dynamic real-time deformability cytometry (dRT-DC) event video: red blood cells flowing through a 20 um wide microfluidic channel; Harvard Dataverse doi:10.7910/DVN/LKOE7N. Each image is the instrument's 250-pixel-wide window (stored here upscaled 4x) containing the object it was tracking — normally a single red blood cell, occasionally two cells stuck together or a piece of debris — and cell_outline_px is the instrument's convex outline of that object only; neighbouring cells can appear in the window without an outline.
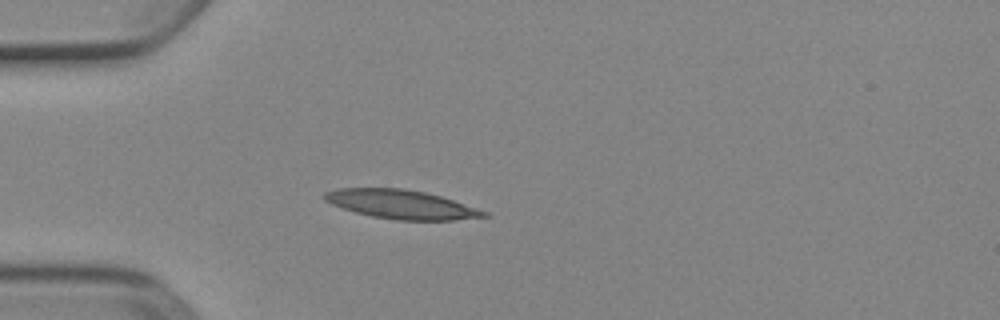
{"species": "Egyptian fruit bat (a non-hibernating species)", "species_latin": "Rousettus aegyptiacus", "temperature_condition": "cold", "stored_images_in_passage": 4, "camera_frame_rate_fps": 3000, "um_per_image_px": 0.085, "animal": {"sex": "female"}, "frame": {"image": 1, "passage_image": 4, "time_ms": 1.0, "image_size_px": [1000, 320], "cell_outline_px": [[488, 216], [452, 220], [396, 220], [372, 216], [356, 212], [332, 204], [324, 200], [324, 192], [336, 188], [404, 188], [424, 192], [440, 196], [488, 212]], "centroid_in_image_um": [34.07, 17.36], "position_along_channel_um": 50.9, "area_um2": 26.53}}